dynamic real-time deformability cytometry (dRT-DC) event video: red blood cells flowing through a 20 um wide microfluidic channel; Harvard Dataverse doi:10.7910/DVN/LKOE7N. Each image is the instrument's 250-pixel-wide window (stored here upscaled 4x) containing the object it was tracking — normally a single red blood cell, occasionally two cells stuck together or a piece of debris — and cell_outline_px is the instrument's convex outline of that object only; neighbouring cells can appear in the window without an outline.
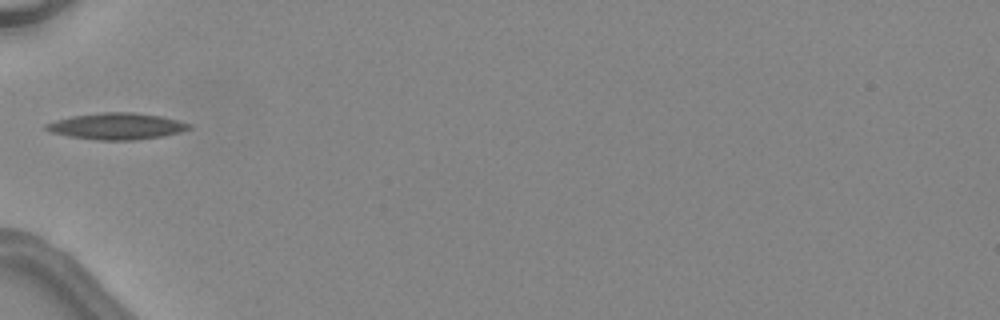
{"species": "common noctule bat (a hibernating species)", "species_latin": "Nyctalus noctula", "temperature_condition": "warm", "stored_images_in_passage": 4, "camera_frame_rate_fps": 3000, "um_per_image_px": 0.085, "animal": {"sex": "female", "body_mass_g": 24.6, "forearm_length_mm": 56.2}, "frame": {"image": 1, "passage_image": 4, "time_ms": 3.333, "image_size_px": [1000, 320], "cell_outline_px": [[192, 128], [180, 132], [164, 136], [136, 140], [100, 140], [72, 136], [52, 132], [44, 128], [44, 124], [56, 120], [72, 116], [104, 112], [132, 112], [160, 116], [192, 124]], "centroid_in_image_um": [9.96, 10.73], "position_along_channel_um": 75.0, "area_um2": 21.85}}